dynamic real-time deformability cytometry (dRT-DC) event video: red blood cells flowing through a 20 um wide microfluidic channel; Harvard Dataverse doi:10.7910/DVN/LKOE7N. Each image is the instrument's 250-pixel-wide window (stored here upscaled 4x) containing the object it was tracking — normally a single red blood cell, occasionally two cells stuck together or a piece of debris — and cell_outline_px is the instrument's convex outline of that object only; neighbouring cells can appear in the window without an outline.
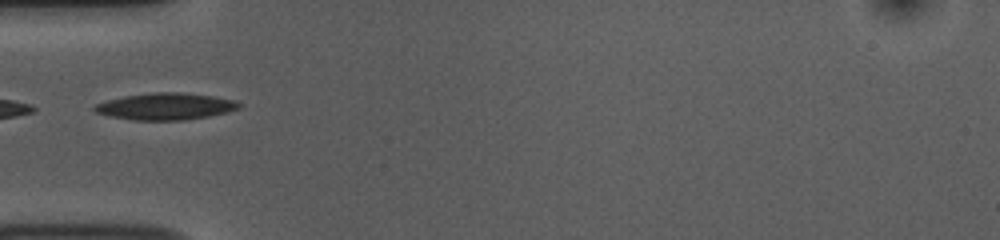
{"species": "common noctule bat (a hibernating species)", "species_latin": "Nyctalus noctula", "temperature_condition": "room temperature", "stored_images_in_passage": 34, "camera_frame_rate_fps": 3000, "um_per_image_px": 0.085, "animal": {"sex": "female", "body_mass_g": 10.0, "forearm_length_mm": 53.1}, "frame": {"image": 1, "passage_image": 1, "time_ms": 0.0, "image_size_px": [1000, 240], "cell_outline_px": [[240, 108], [228, 112], [208, 116], [184, 120], [132, 120], [108, 116], [96, 112], [92, 108], [96, 104], [108, 100], [124, 96], [152, 92], [180, 92], [212, 96], [236, 100], [240, 104]], "centroid_in_image_um": [14.07, 9.04], "position_along_channel_um": 70.9, "area_um2": 22.54}}
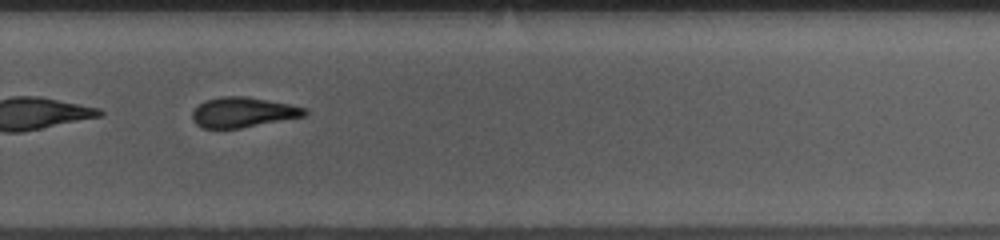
{"frame": {"image": 2, "passage_image": 20, "time_ms": 6.333, "image_size_px": [1000, 240], "cell_outline_px": [[308, 112], [304, 116], [240, 128], [200, 128], [192, 120], [192, 112], [204, 100], [220, 96], [244, 96], [288, 104], [304, 108]], "centroid_in_image_um": [20.59, 9.54], "position_along_channel_um": 309.2, "area_um2": 19.48}, "authors_computed_cell_mechanics": {"area_um2": 20.6635, "velocity_mm_per_s": 3.7581, "shape_relaxation_time_tau1_ms": 3.2808, "shape_relaxation_time_tau2_ms": 5.915, "deformation_change_tau1": 0.132, "deformation_change_tau2": 0.1788}}